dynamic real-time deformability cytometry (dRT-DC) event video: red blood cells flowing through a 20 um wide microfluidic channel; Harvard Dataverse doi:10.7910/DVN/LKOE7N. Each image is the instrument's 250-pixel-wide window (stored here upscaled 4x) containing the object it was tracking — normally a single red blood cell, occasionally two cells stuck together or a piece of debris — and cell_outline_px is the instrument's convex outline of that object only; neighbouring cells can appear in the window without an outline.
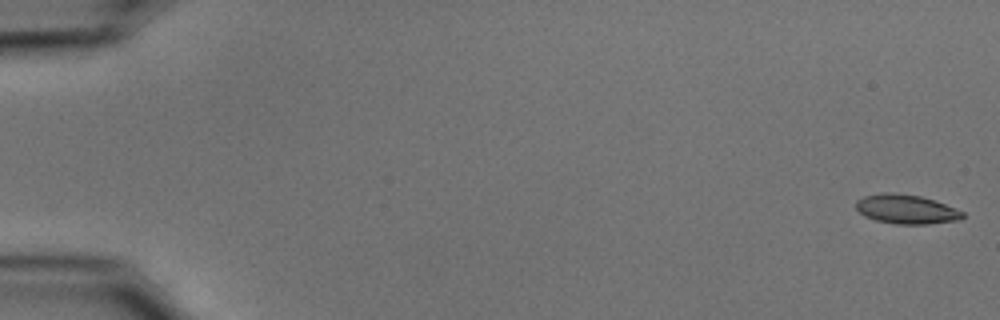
{"species": "common noctule bat (a hibernating species)", "species_latin": "Nyctalus noctula", "temperature_condition": "cold", "stored_images_in_passage": 55, "camera_frame_rate_fps": 3000, "um_per_image_px": 0.085, "animal": {"sex": "male", "body_mass_g": 15.6}, "frame": {"image": 1, "passage_image": 1, "time_ms": 0.0, "image_size_px": [1000, 320], "cell_outline_px": [[964, 216], [960, 220], [928, 224], [896, 224], [876, 220], [864, 216], [856, 208], [856, 200], [864, 196], [884, 192], [892, 192], [920, 196], [944, 204], [964, 212]], "centroid_in_image_um": [77.01, 17.78], "position_along_channel_um": 8.0, "area_um2": 18.09}}
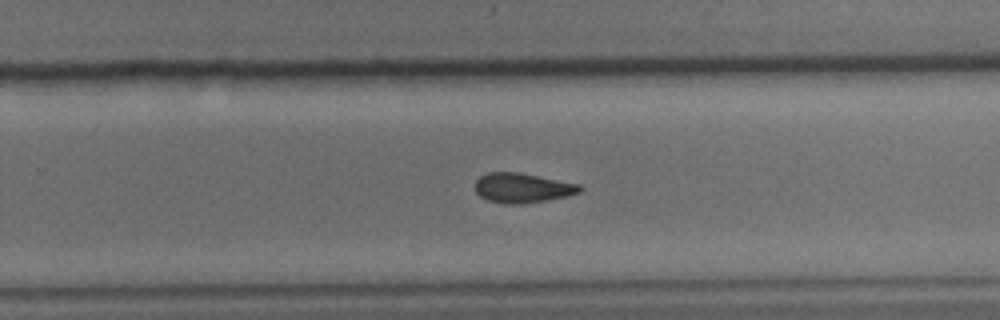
{"frame": {"image": 2, "passage_image": 36, "time_ms": 11.667, "image_size_px": [1000, 320], "cell_outline_px": [[584, 188], [580, 192], [568, 196], [520, 204], [504, 204], [488, 200], [480, 196], [476, 192], [476, 180], [480, 176], [488, 172], [516, 172], [580, 184]], "centroid_in_image_um": [44.4, 15.97], "position_along_channel_um": 285.4, "area_um2": 17.98}}
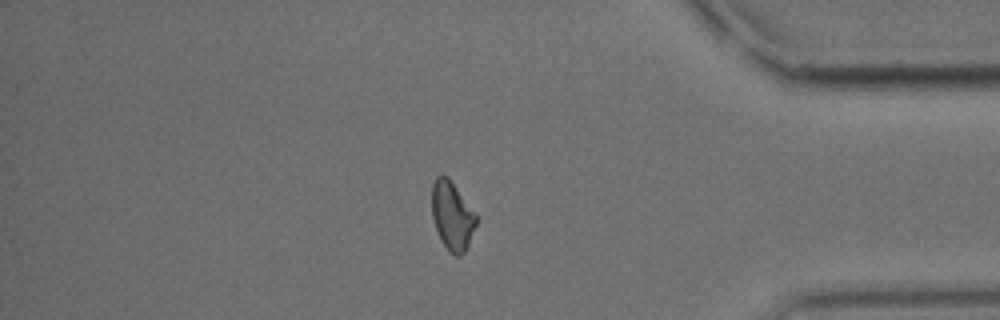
{"frame": {"image": 3, "passage_image": 47, "time_ms": 15.333, "image_size_px": [1000, 320], "cell_outline_px": [[480, 220], [464, 252], [460, 256], [456, 256], [448, 252], [440, 240], [432, 216], [432, 184], [436, 176], [448, 176]], "centroid_in_image_um": [38.44, 18.37], "position_along_channel_um": 396.8, "area_um2": 17.86}, "authors_computed_cell_mechanics": {"area_um2": 18.4382, "velocity_mm_per_s": 3.7031, "shape_relaxation_time_tau1_ms": 9.9824, "shape_relaxation_time_tau2_ms": 5.2079, "deformation_change_tau1": 0.163, "deformation_change_tau2": 0.1143}}